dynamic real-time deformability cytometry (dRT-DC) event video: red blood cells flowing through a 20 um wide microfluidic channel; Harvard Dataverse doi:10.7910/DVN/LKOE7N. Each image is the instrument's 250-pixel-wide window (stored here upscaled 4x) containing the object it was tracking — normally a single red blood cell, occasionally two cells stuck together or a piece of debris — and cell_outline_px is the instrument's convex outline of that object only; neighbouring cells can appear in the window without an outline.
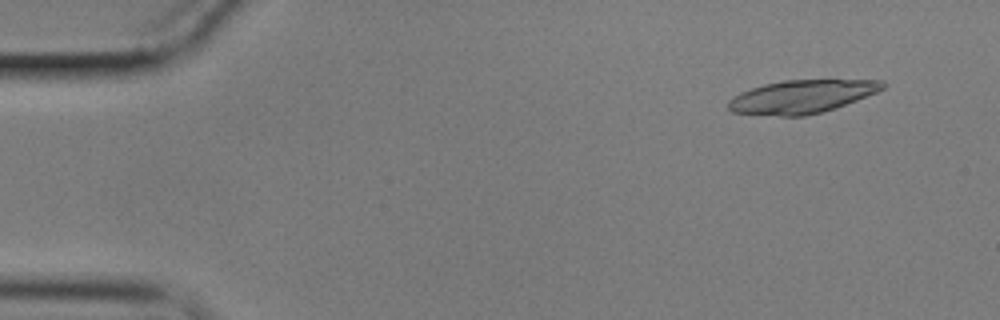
{"species": "common noctule bat (a hibernating species)", "species_latin": "Nyctalus noctula", "temperature_condition": "cold", "stored_images_in_passage": 8, "camera_frame_rate_fps": 3000, "um_per_image_px": 0.085, "animal": {"sex": "male", "body_mass_g": 17.9}, "frame": {"image": 1, "passage_image": 4, "time_ms": 1.0, "image_size_px": [1000, 320], "cell_outline_px": [[884, 88], [876, 92], [856, 100], [820, 112], [804, 116], [780, 116], [732, 112], [728, 108], [728, 100], [732, 96], [740, 92], [764, 84], [784, 80], [884, 80]], "centroid_in_image_um": [68.1, 8.21], "position_along_channel_um": 16.9, "area_um2": 29.48}}